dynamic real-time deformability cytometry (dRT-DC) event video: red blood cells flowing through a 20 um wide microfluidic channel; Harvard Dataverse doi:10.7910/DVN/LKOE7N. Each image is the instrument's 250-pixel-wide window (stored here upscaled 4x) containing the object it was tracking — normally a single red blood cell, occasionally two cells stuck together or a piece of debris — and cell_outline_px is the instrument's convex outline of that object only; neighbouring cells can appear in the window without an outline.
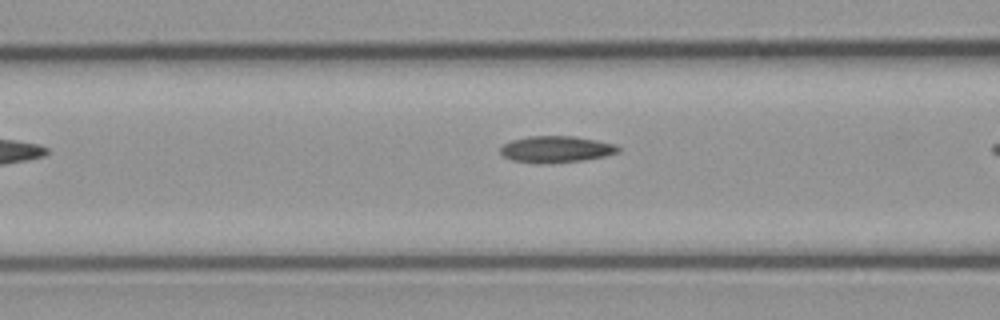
{"species": "common noctule bat (a hibernating species)", "species_latin": "Nyctalus noctula", "temperature_condition": "cold", "stored_images_in_passage": 7, "camera_frame_rate_fps": 3000, "um_per_image_px": 0.085, "animal": {"sex": "male", "body_mass_g": 23.1, "forearm_length_mm": 52.7}, "frame": {"image": 1, "passage_image": 6, "time_ms": 1.667, "image_size_px": [1000, 320], "cell_outline_px": [[620, 152], [604, 156], [580, 160], [540, 164], [536, 164], [512, 160], [504, 156], [500, 152], [500, 148], [504, 144], [512, 140], [528, 136], [576, 136], [616, 144], [620, 148]], "centroid_in_image_um": [47.27, 12.68], "position_along_channel_um": 119.3, "area_um2": 18.21}}